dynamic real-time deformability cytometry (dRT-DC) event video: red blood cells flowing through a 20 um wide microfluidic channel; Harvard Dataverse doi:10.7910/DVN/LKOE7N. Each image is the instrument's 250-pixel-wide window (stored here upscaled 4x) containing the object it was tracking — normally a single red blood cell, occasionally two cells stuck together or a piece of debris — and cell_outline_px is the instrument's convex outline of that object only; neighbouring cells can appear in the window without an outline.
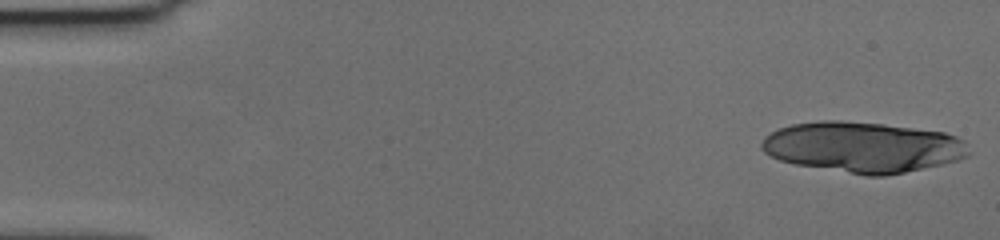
{"species": "human", "species_latin": "Homo sapiens", "temperature_condition": "cold", "stored_images_in_passage": 18, "camera_frame_rate_fps": 3000, "um_per_image_px": 0.085, "donor": {"sex": "female"}, "frame": {"image": 1, "passage_image": 1, "time_ms": 0.0, "image_size_px": [1000, 240], "cell_outline_px": [[972, 152], [968, 156], [956, 160], [940, 164], [904, 172], [884, 176], [864, 176], [796, 164], [780, 160], [764, 152], [760, 148], [760, 144], [764, 136], [780, 128], [792, 124], [824, 120], [840, 120], [884, 124], [944, 132], [956, 136], [964, 140]], "centroid_in_image_um": [73.34, 12.5], "position_along_channel_um": 11.7, "area_um2": 61.15}}